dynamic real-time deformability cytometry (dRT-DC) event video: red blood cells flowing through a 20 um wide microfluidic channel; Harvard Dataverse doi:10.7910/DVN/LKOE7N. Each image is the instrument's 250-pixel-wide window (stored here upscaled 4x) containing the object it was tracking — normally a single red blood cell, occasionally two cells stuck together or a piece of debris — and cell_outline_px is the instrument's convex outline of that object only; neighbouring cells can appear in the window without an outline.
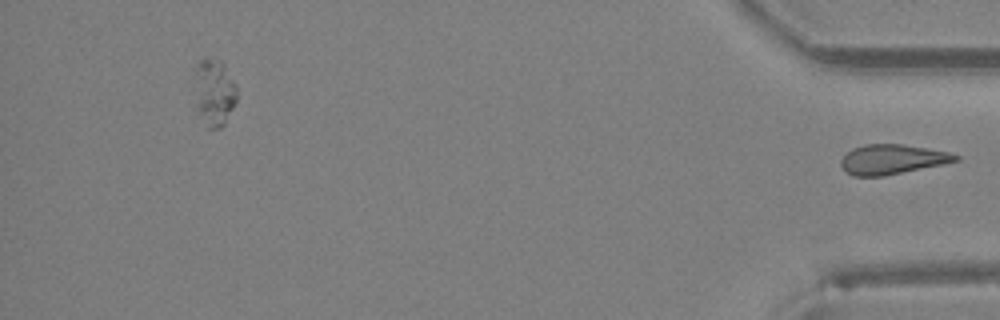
{"species": "Egyptian fruit bat (a non-hibernating species)", "species_latin": "Rousettus aegyptiacus", "temperature_condition": "room temperature", "stored_images_in_passage": 21, "segment_of_instrument_passage": [2, 2], "camera_frame_rate_fps": 3000, "um_per_image_px": 0.085, "animal": {"sex": "female"}, "frame": {"image": 1, "passage_image": 21, "time_ms": 6.667, "image_size_px": [1000, 320], "cell_outline_px": [[960, 160], [944, 164], [884, 176], [852, 176], [840, 164], [840, 160], [852, 148], [864, 144], [900, 144], [948, 152], [960, 156]], "centroid_in_image_um": [75.84, 13.55], "position_along_channel_um": 359.4, "area_um2": 19.71}}